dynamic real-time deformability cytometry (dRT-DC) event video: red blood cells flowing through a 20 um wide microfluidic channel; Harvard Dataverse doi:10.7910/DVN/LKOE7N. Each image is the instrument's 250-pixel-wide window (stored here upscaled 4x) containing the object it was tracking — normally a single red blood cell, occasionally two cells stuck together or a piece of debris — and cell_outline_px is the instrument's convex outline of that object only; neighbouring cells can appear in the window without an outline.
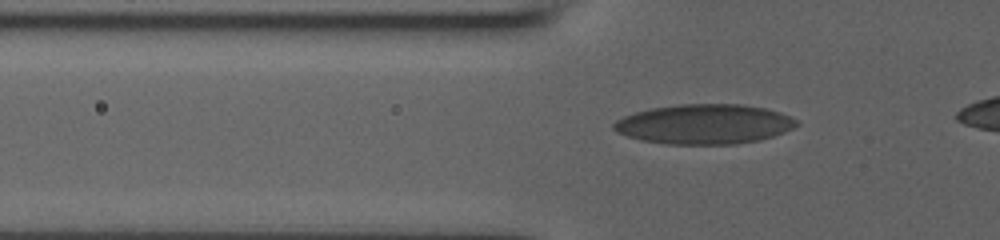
{"species": "human", "species_latin": "Homo sapiens", "temperature_condition": "room temperature", "stored_images_in_passage": 38, "camera_frame_rate_fps": 3000, "um_per_image_px": 0.085, "donor": {"sex": "male"}, "frame": {"image": 1, "passage_image": 9, "time_ms": 2.667, "image_size_px": [1000, 240], "cell_outline_px": [[800, 124], [784, 132], [760, 140], [736, 144], [668, 144], [640, 140], [616, 132], [612, 128], [612, 124], [616, 120], [624, 116], [636, 112], [652, 108], [680, 104], [740, 104], [764, 108], [780, 112], [796, 120]], "centroid_in_image_um": [59.85, 10.55], "position_along_channel_um": 66.0, "area_um2": 42.31}}
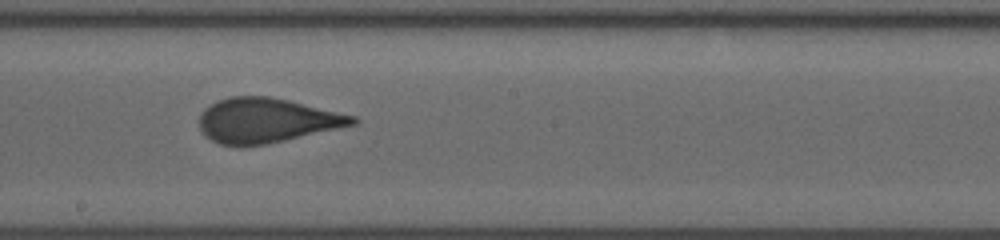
{"frame": {"image": 2, "passage_image": 21, "time_ms": 6.667, "image_size_px": [1000, 240], "cell_outline_px": [[360, 120], [356, 124], [284, 140], [264, 144], [240, 148], [220, 144], [204, 136], [200, 128], [200, 116], [204, 108], [220, 100], [232, 96], [268, 96], [288, 100], [356, 116]], "centroid_in_image_um": [22.63, 10.25], "position_along_channel_um": 225.6, "area_um2": 39.77}}
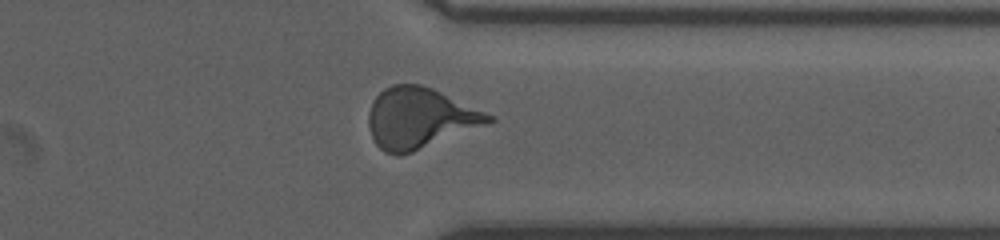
{"frame": {"image": 3, "passage_image": 32, "time_ms": 10.333, "image_size_px": [1000, 240], "cell_outline_px": [[496, 120], [412, 152], [400, 156], [396, 156], [384, 152], [376, 144], [372, 136], [368, 124], [368, 112], [372, 100], [384, 88], [392, 84], [420, 84], [432, 88], [496, 116]], "centroid_in_image_um": [35.64, 10.03], "position_along_channel_um": 375.8, "area_um2": 42.31}}